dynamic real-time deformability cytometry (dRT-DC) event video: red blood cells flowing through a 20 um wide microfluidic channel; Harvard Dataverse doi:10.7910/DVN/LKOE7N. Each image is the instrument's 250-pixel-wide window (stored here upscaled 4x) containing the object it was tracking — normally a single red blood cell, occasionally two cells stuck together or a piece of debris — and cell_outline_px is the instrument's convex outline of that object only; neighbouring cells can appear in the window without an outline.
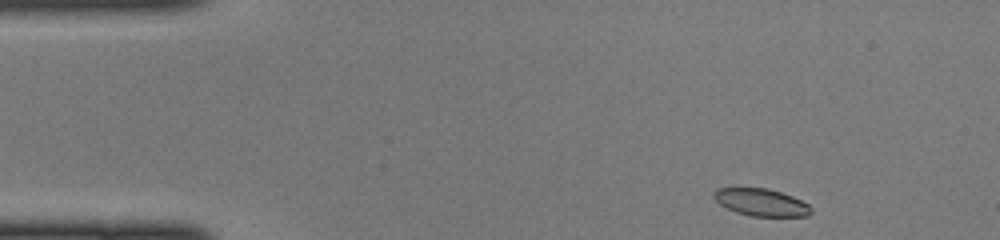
{"species": "common noctule bat (a hibernating species)", "species_latin": "Nyctalus noctula", "temperature_condition": "cold", "stored_images_in_passage": 42, "camera_frame_rate_fps": 3000, "um_per_image_px": 0.085, "animal": {"sex": "female", "body_mass_g": 22.0, "forearm_length_mm": 56.7}, "frame": {"image": 1, "passage_image": 1, "time_ms": 0.0, "image_size_px": [1000, 240], "cell_outline_px": [[812, 212], [808, 216], [752, 216], [736, 212], [720, 204], [712, 196], [712, 192], [716, 188], [768, 188], [792, 196], [808, 204], [812, 208]], "centroid_in_image_um": [64.69, 17.19], "position_along_channel_um": 20.3, "area_um2": 15.43}}
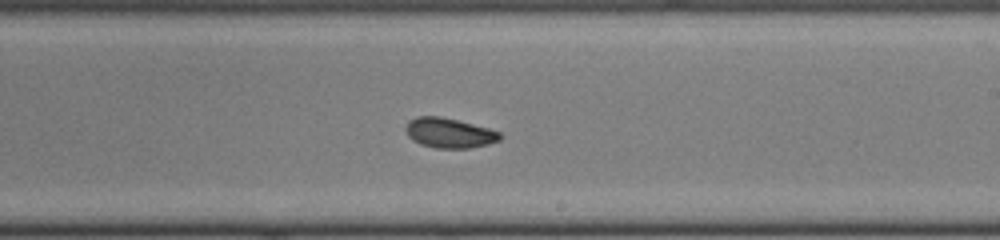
{"frame": {"image": 2, "passage_image": 23, "time_ms": 7.333, "image_size_px": [1000, 240], "cell_outline_px": [[504, 136], [500, 140], [488, 144], [468, 148], [436, 148], [420, 144], [412, 140], [408, 136], [404, 128], [408, 120], [416, 116], [440, 116], [488, 128], [500, 132]], "centroid_in_image_um": [38.16, 11.3], "position_along_channel_um": 250.8, "area_um2": 16.53}}
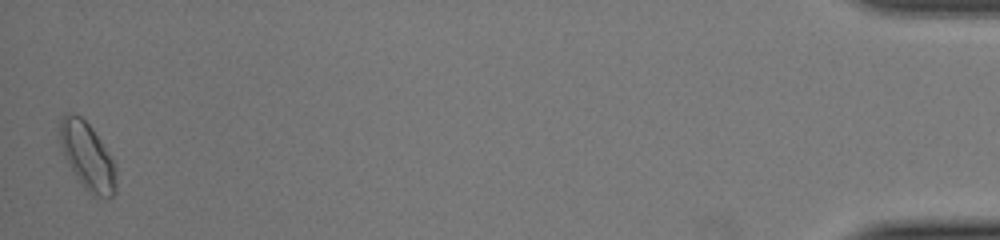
{"frame": {"image": 3, "passage_image": 42, "time_ms": 13.667, "image_size_px": [1000, 240], "cell_outline_px": [[116, 192], [108, 200], [92, 196], [84, 188], [76, 176], [64, 152], [60, 140], [60, 120], [64, 112], [72, 112], [80, 116], [92, 128], [100, 140], [112, 160], [116, 168]], "centroid_in_image_um": [7.46, 13.31], "position_along_channel_um": 427.7, "area_um2": 21.79}}